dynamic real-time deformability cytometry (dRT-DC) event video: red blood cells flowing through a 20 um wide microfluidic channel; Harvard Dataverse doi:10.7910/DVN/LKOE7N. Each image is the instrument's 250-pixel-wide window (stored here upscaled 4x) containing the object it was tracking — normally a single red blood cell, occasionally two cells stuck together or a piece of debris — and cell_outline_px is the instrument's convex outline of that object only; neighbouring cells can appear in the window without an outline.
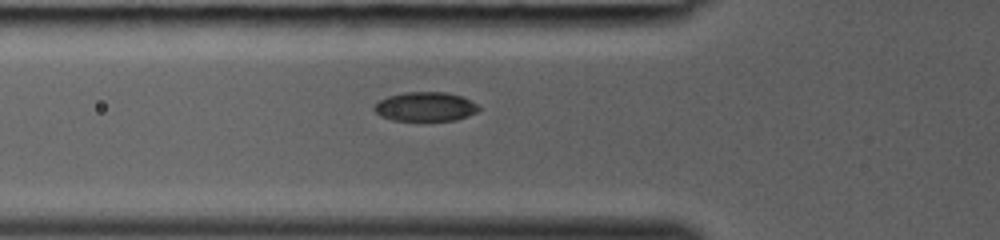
{"species": "common noctule bat (a hibernating species)", "species_latin": "Nyctalus noctula", "temperature_condition": "room temperature", "stored_images_in_passage": 26, "camera_frame_rate_fps": 3000, "um_per_image_px": 0.085, "animal": {"sex": "female", "body_mass_g": 19.0, "forearm_length_mm": 53.3}, "frame": {"image": 1, "passage_image": 2, "time_ms": 0.333, "image_size_px": [1000, 240], "cell_outline_px": [[480, 108], [476, 112], [468, 116], [456, 120], [392, 120], [380, 116], [372, 108], [380, 100], [388, 96], [404, 92], [448, 92], [472, 100]], "centroid_in_image_um": [36.16, 9.06], "position_along_channel_um": 89.6, "area_um2": 17.74}}
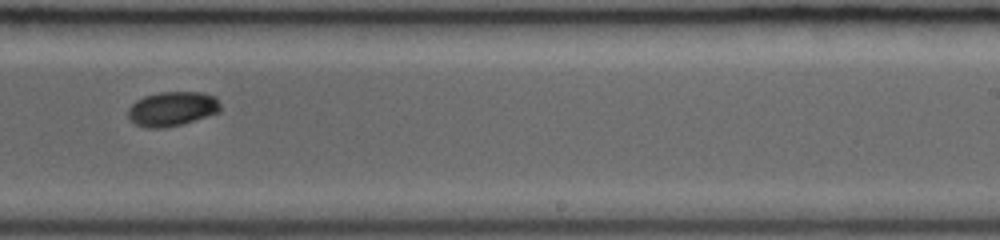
{"frame": {"image": 2, "passage_image": 13, "time_ms": 4.0, "image_size_px": [1000, 240], "cell_outline_px": [[220, 112], [180, 124], [164, 128], [148, 128], [136, 124], [128, 116], [128, 108], [136, 100], [144, 96], [160, 92], [204, 92], [216, 96], [220, 104]], "centroid_in_image_um": [14.65, 9.23], "position_along_channel_um": 274.4, "area_um2": 18.5}}
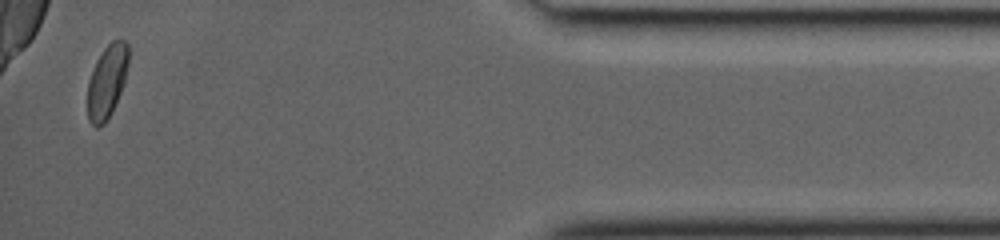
{"frame": {"image": 3, "passage_image": 25, "time_ms": 8.0, "image_size_px": [1000, 240], "cell_outline_px": [[128, 64], [124, 84], [116, 104], [112, 112], [104, 124], [96, 128], [88, 120], [88, 80], [96, 60], [104, 48], [112, 40], [124, 40], [128, 44]], "centroid_in_image_um": [9.1, 6.93], "position_along_channel_um": 426.1, "area_um2": 17.57}}